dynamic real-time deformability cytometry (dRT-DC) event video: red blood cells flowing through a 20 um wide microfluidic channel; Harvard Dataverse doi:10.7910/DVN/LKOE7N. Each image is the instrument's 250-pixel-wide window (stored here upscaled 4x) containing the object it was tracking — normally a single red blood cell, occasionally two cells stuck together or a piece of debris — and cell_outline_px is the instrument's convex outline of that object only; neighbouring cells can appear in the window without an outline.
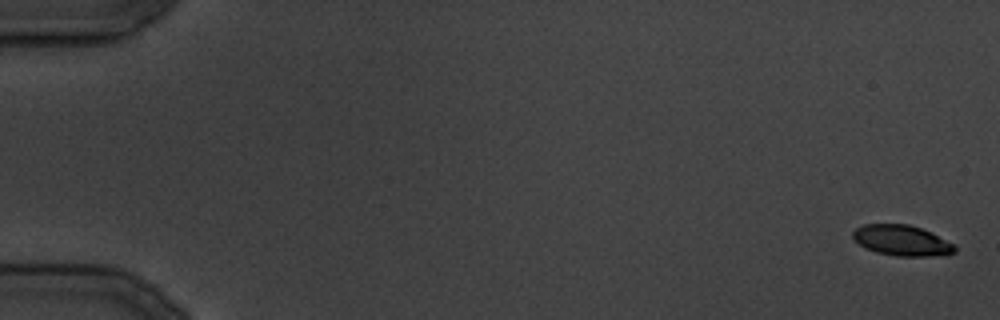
{"species": "common noctule bat (a hibernating species)", "species_latin": "Nyctalus noctula", "temperature_condition": "cold", "stored_images_in_passage": 6, "camera_frame_rate_fps": 3000, "um_per_image_px": 0.085, "animal": {"sex": "male", "body_mass_g": 19.5, "forearm_length_mm": 54.6}, "frame": {"image": 1, "passage_image": 1, "time_ms": 0.0, "image_size_px": [1000, 320], "cell_outline_px": [[956, 252], [948, 256], [896, 256], [876, 252], [864, 248], [852, 236], [852, 232], [856, 228], [864, 224], [908, 224], [920, 228], [956, 244]], "centroid_in_image_um": [76.69, 20.46], "position_along_channel_um": 8.3, "area_um2": 18.32}}